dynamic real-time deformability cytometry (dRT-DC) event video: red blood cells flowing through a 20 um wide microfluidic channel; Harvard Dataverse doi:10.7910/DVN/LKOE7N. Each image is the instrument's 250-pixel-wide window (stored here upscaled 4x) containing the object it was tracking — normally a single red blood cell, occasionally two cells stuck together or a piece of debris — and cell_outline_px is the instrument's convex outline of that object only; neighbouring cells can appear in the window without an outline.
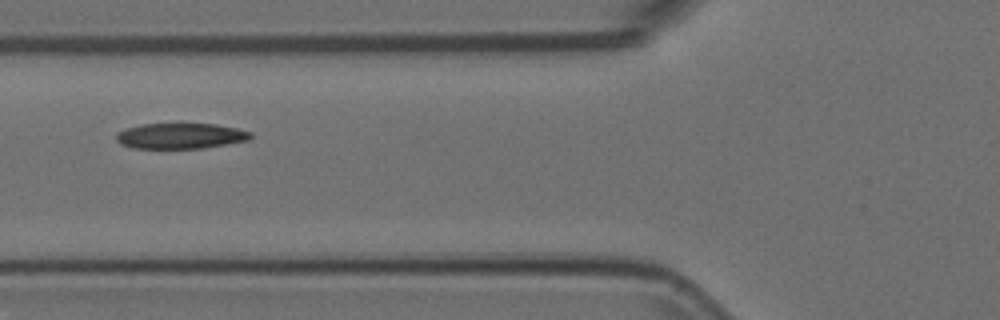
{"species": "Egyptian fruit bat (a non-hibernating species)", "species_latin": "Rousettus aegyptiacus", "temperature_condition": "room temperature", "stored_images_in_passage": 5, "camera_frame_rate_fps": 3000, "um_per_image_px": 0.085, "animal": {"sex": "female"}, "frame": {"image": 1, "passage_image": 3, "time_ms": 0.667, "image_size_px": [1000, 320], "cell_outline_px": [[252, 136], [248, 140], [200, 148], [132, 148], [120, 144], [116, 140], [116, 136], [120, 132], [128, 128], [144, 124], [180, 120], [216, 124], [236, 128], [252, 132]], "centroid_in_image_um": [15.35, 11.5], "position_along_channel_um": 110.5, "area_um2": 20.75}}
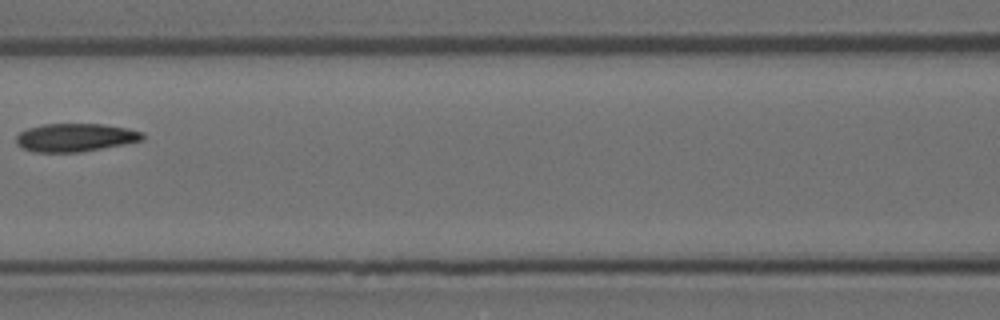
{"frame": {"image": 2, "passage_image": 4, "time_ms": 1.0, "image_size_px": [1000, 320], "cell_outline_px": [[144, 140], [124, 144], [80, 152], [32, 152], [16, 144], [16, 136], [20, 132], [28, 128], [44, 124], [104, 124], [128, 128], [144, 132]], "centroid_in_image_um": [6.42, 11.68], "position_along_channel_um": 160.2, "area_um2": 20.81}}
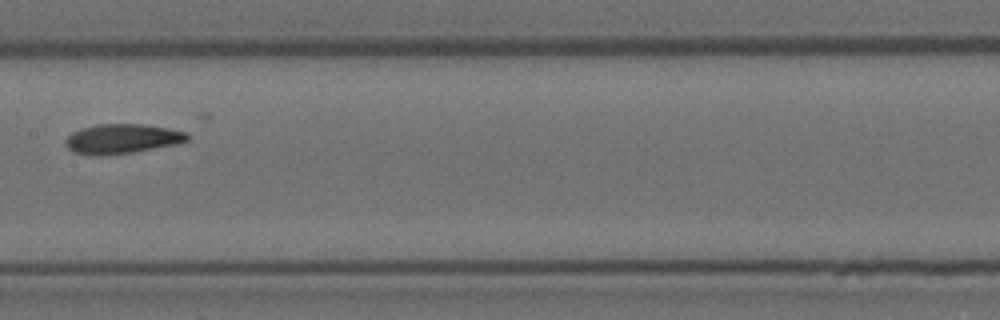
{"frame": {"image": 3, "passage_image": 5, "time_ms": 1.333, "image_size_px": [1000, 320], "cell_outline_px": [[188, 140], [180, 144], [132, 152], [100, 156], [96, 156], [72, 152], [64, 144], [64, 140], [72, 132], [80, 128], [100, 124], [144, 124], [168, 128], [188, 132]], "centroid_in_image_um": [10.37, 11.8], "position_along_channel_um": 197.0, "area_um2": 21.27}}